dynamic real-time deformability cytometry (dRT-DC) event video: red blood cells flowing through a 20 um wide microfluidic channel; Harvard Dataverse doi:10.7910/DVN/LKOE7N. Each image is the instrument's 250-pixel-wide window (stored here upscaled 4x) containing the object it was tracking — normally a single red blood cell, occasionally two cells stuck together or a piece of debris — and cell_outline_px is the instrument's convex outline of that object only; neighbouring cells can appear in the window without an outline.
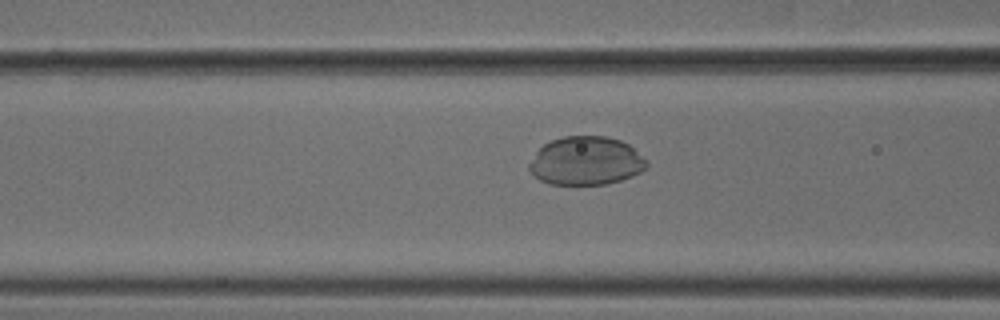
{"species": "common noctule bat (a hibernating species)", "species_latin": "Nyctalus noctula", "temperature_condition": "cold", "stored_images_in_passage": 53, "camera_frame_rate_fps": 3000, "um_per_image_px": 0.085, "animal": {"sex": "male", "body_mass_g": 18.8}, "frame": {"image": 1, "passage_image": 21, "time_ms": 6.667, "image_size_px": [1000, 320], "cell_outline_px": [[648, 164], [640, 172], [632, 176], [608, 184], [548, 184], [540, 180], [528, 168], [528, 164], [536, 152], [544, 144], [552, 140], [564, 136], [608, 136], [620, 140], [628, 144], [648, 160]], "centroid_in_image_um": [49.82, 13.67], "position_along_channel_um": 116.8, "area_um2": 33.12}}
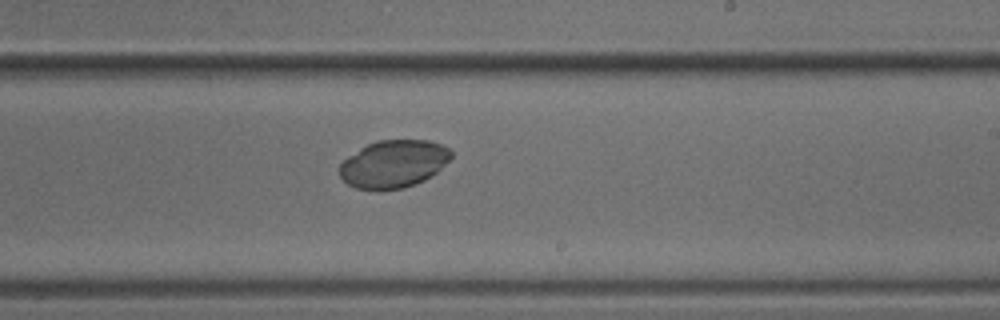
{"frame": {"image": 2, "passage_image": 32, "time_ms": 10.333, "image_size_px": [1000, 320], "cell_outline_px": [[452, 156], [436, 172], [424, 180], [404, 188], [376, 192], [356, 188], [348, 184], [340, 176], [340, 164], [348, 156], [360, 148], [376, 140], [428, 140], [440, 144], [448, 148], [452, 152]], "centroid_in_image_um": [33.42, 13.95], "position_along_channel_um": 255.6, "area_um2": 31.1}}
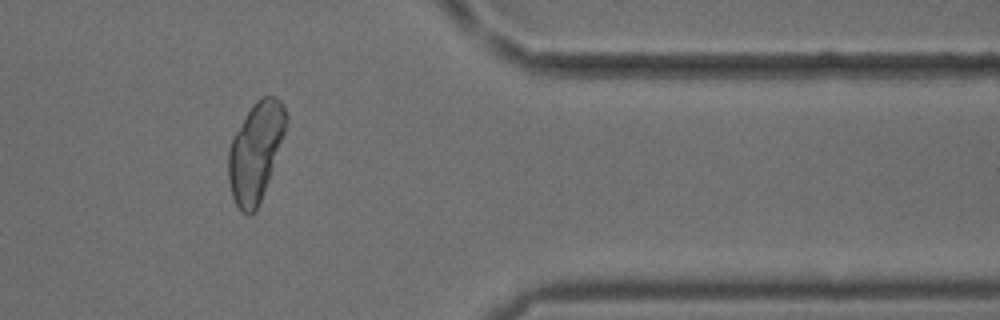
{"frame": {"image": 3, "passage_image": 44, "time_ms": 14.333, "image_size_px": [1000, 320], "cell_outline_px": [[288, 120], [272, 168], [256, 212], [248, 216], [236, 204], [232, 196], [228, 180], [228, 148], [232, 136], [252, 104], [260, 96], [276, 96], [284, 104], [288, 116]], "centroid_in_image_um": [21.71, 12.85], "position_along_channel_um": 389.7, "area_um2": 33.12}}